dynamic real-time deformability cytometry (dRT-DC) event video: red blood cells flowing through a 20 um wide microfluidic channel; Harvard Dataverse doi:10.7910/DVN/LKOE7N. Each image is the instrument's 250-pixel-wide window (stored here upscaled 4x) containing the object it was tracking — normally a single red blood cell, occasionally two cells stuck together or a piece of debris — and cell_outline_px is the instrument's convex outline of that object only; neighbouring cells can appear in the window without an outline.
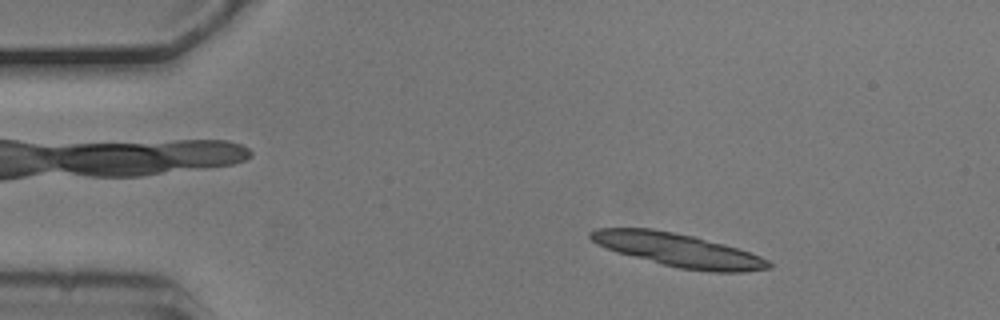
{"species": "common noctule bat (a hibernating species)", "species_latin": "Nyctalus noctula", "temperature_condition": "cold", "stored_images_in_passage": 53, "segment_of_instrument_passage": [1, 2], "camera_frame_rate_fps": 3000, "um_per_image_px": 0.085, "animal": {"sex": "male", "body_mass_g": 20.5, "forearm_length_mm": 52.5}, "frame": {"image": 1, "passage_image": 7, "time_ms": 2.0, "image_size_px": [1000, 320], "cell_outline_px": [[772, 268], [744, 272], [712, 272], [680, 268], [664, 264], [620, 252], [596, 244], [588, 236], [588, 232], [596, 228], [652, 228], [692, 236], [724, 244], [760, 256], [768, 260], [772, 264]], "centroid_in_image_um": [57.67, 21.25], "position_along_channel_um": 27.3, "area_um2": 33.99}}